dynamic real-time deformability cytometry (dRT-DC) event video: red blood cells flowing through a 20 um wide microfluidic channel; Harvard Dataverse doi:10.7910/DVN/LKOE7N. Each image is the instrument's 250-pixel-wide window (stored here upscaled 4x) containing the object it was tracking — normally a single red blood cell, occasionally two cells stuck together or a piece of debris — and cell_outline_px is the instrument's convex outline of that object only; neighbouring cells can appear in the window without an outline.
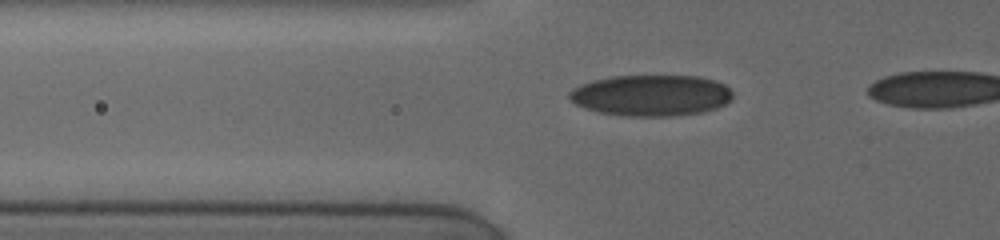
{"species": "human", "species_latin": "Homo sapiens", "temperature_condition": "cold", "stored_images_in_passage": 13, "camera_frame_rate_fps": 3000, "um_per_image_px": 0.085, "donor": {"sex": "female"}, "frame": {"image": 1, "passage_image": 10, "time_ms": 4.0, "image_size_px": [1000, 240], "cell_outline_px": [[732, 100], [716, 108], [700, 112], [672, 116], [624, 116], [600, 112], [576, 104], [568, 96], [568, 92], [572, 88], [580, 84], [592, 80], [612, 76], [700, 76], [724, 84], [732, 92]], "centroid_in_image_um": [55.33, 8.1], "position_along_channel_um": 70.5, "area_um2": 39.07}}